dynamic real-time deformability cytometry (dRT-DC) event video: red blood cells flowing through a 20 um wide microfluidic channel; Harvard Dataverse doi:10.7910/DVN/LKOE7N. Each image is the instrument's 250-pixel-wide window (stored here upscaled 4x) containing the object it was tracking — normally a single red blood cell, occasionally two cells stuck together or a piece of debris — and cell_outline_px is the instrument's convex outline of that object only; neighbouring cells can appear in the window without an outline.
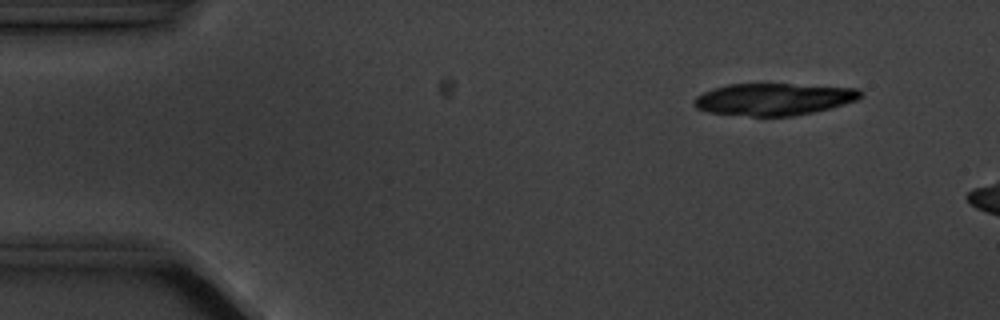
{"species": "common noctule bat (a hibernating species)", "species_latin": "Nyctalus noctula", "temperature_condition": "cold", "stored_images_in_passage": 2, "camera_frame_rate_fps": 3000, "um_per_image_px": 0.085, "animal": {"sex": "male", "body_mass_g": 20.1, "forearm_length_mm": 53.5}, "frame": {"image": 1, "passage_image": 1, "time_ms": 0.0, "image_size_px": [1000, 320], "cell_outline_px": [[860, 96], [856, 100], [828, 108], [812, 112], [792, 116], [752, 116], [708, 112], [696, 108], [692, 104], [692, 100], [696, 96], [712, 88], [728, 84], [788, 84], [860, 88]], "centroid_in_image_um": [65.69, 8.43], "position_along_channel_um": 19.3, "area_um2": 30.87}}